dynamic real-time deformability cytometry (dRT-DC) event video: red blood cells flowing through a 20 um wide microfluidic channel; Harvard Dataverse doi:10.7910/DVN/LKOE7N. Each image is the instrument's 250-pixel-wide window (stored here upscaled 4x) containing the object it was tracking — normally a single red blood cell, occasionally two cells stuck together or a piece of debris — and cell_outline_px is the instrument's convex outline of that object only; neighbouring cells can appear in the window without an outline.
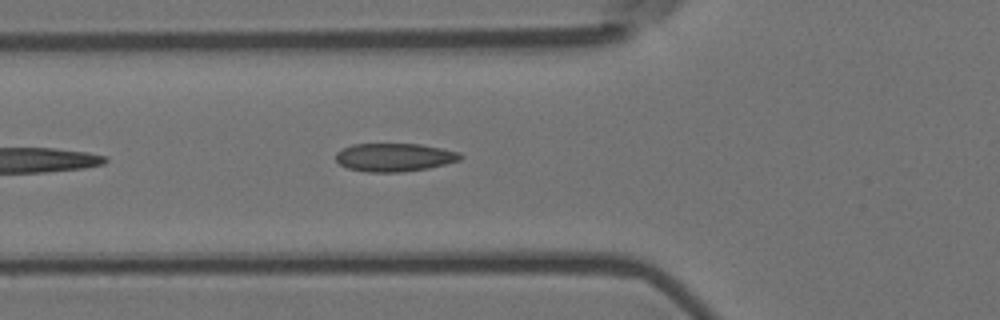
{"species": "Egyptian fruit bat (a non-hibernating species)", "species_latin": "Rousettus aegyptiacus", "temperature_condition": "room temperature", "stored_images_in_passage": 5, "camera_frame_rate_fps": 3000, "um_per_image_px": 0.085, "animal": {"sex": "female"}, "frame": {"image": 1, "passage_image": 5, "time_ms": 1.333, "image_size_px": [1000, 320], "cell_outline_px": [[464, 156], [460, 160], [428, 168], [400, 172], [368, 172], [348, 168], [340, 164], [336, 160], [336, 152], [352, 144], [420, 144], [460, 152]], "centroid_in_image_um": [33.53, 13.37], "position_along_channel_um": 92.3, "area_um2": 20.4}}